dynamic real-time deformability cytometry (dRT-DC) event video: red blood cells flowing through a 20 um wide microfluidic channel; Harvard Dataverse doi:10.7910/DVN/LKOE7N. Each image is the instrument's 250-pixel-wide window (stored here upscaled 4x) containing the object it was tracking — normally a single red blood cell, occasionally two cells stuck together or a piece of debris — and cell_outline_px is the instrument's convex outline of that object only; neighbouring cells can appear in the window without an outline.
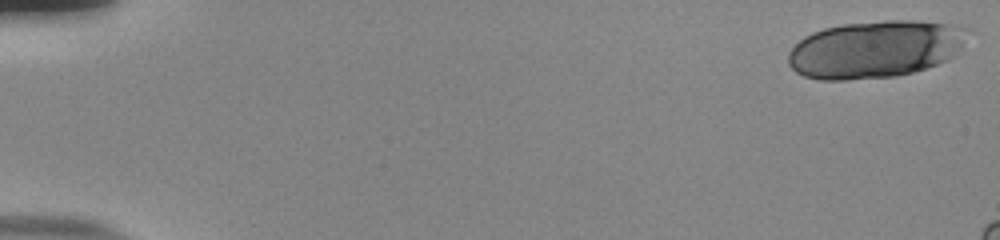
{"species": "human", "species_latin": "Homo sapiens", "temperature_condition": "room temperature", "stored_images_in_passage": 21, "camera_frame_rate_fps": 3000, "um_per_image_px": 0.085, "donor": {"sex": "male"}, "frame": {"image": 1, "passage_image": 1, "time_ms": 0.0, "image_size_px": [1000, 240], "cell_outline_px": [[964, 28], [960, 48], [948, 60], [912, 72], [896, 76], [844, 80], [820, 80], [804, 76], [796, 72], [788, 64], [788, 52], [804, 36], [812, 32], [824, 28], [840, 24], [884, 20], [916, 20], [960, 24]], "centroid_in_image_um": [74.33, 4.17], "position_along_channel_um": 10.7, "area_um2": 59.88}}
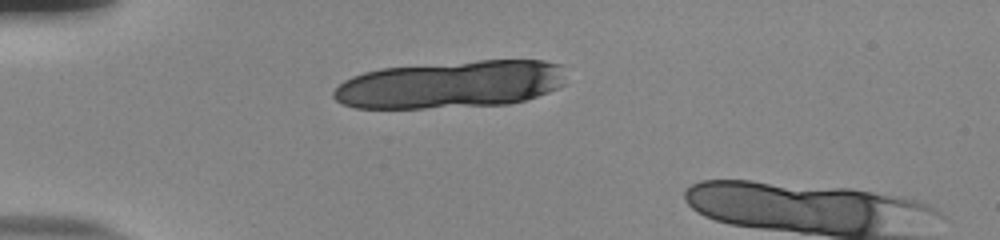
{"frame": {"image": 2, "passage_image": 15, "time_ms": 4.667, "image_size_px": [1000, 240], "cell_outline_px": [[564, 84], [548, 92], [524, 100], [508, 104], [424, 108], [356, 108], [344, 104], [336, 100], [332, 96], [332, 92], [344, 80], [352, 76], [364, 72], [380, 68], [480, 60], [544, 60], [560, 64]], "centroid_in_image_um": [38.27, 7.18], "position_along_channel_um": 46.7, "area_um2": 64.16}}